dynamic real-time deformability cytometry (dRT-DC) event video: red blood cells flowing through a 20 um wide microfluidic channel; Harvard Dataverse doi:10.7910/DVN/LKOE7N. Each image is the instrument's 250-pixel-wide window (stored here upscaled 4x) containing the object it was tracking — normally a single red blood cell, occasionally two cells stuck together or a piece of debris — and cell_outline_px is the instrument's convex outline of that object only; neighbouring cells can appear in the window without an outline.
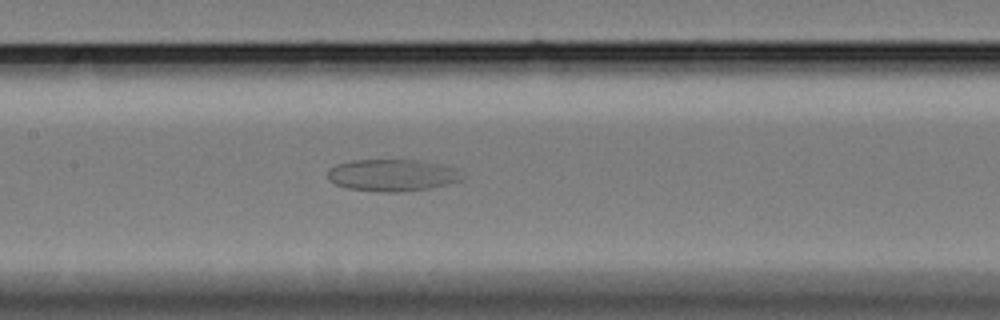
{"species": "Egyptian fruit bat (a non-hibernating species)", "species_latin": "Rousettus aegyptiacus", "temperature_condition": "cold", "stored_images_in_passage": 56, "camera_frame_rate_fps": 3000, "um_per_image_px": 0.085, "animal": {"sex": "female"}, "frame": {"image": 1, "passage_image": 24, "time_ms": 7.667, "image_size_px": [1000, 320], "cell_outline_px": [[464, 176], [460, 180], [428, 188], [396, 192], [380, 192], [348, 188], [336, 184], [328, 180], [328, 168], [336, 164], [352, 160], [416, 160], [456, 168]], "centroid_in_image_um": [33.28, 14.89], "position_along_channel_um": 174.1, "area_um2": 24.74}}
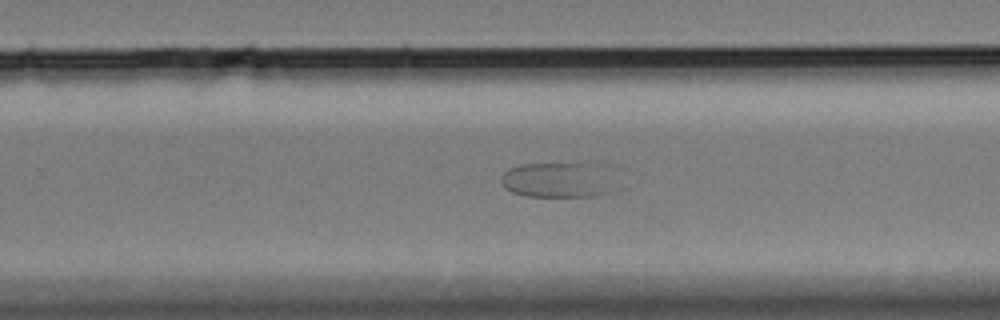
{"frame": {"image": 2, "passage_image": 34, "time_ms": 11.0, "image_size_px": [1000, 320], "cell_outline_px": [[620, 188], [612, 192], [596, 196], [528, 196], [512, 192], [504, 188], [500, 180], [500, 176], [508, 168], [520, 164], [596, 164]], "centroid_in_image_um": [47.4, 15.32], "position_along_channel_um": 282.4, "area_um2": 23.52}}
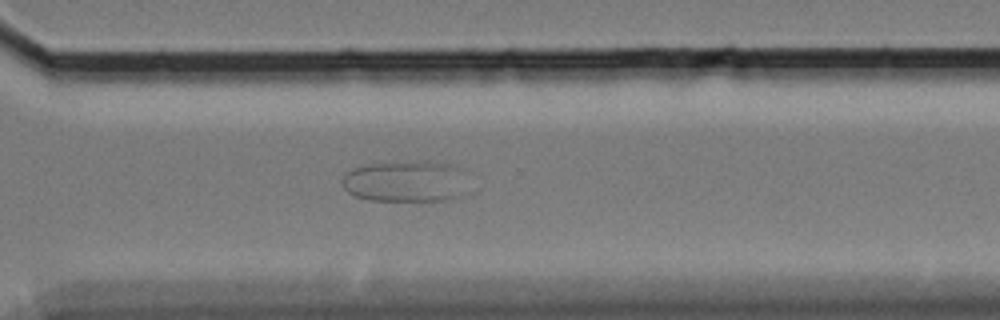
{"frame": {"image": 3, "passage_image": 39, "time_ms": 12.667, "image_size_px": [1000, 320], "cell_outline_px": [[464, 196], [444, 200], [368, 200], [356, 196], [348, 192], [344, 188], [340, 180], [348, 172], [356, 168], [368, 164], [456, 164], [464, 168]], "centroid_in_image_um": [34.49, 15.46], "position_along_channel_um": 336.1, "area_um2": 29.36}}